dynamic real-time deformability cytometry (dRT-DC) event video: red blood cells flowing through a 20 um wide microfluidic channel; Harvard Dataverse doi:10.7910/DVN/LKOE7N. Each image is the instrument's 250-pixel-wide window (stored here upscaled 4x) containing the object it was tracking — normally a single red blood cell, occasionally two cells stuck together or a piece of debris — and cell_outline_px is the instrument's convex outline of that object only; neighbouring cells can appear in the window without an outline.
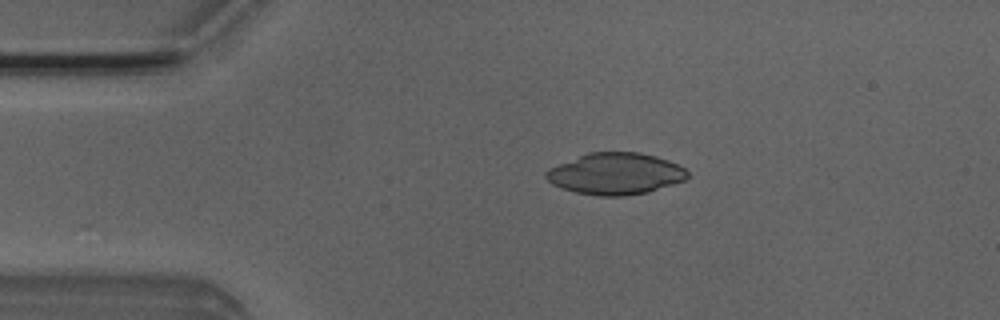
{"species": "Egyptian fruit bat (a non-hibernating species)", "species_latin": "Rousettus aegyptiacus", "temperature_condition": "room temperature", "stored_images_in_passage": 45, "camera_frame_rate_fps": 3000, "um_per_image_px": 0.085, "animal": {"sex": "male"}, "frame": {"image": 1, "passage_image": 5, "time_ms": 1.333, "image_size_px": [1000, 320], "cell_outline_px": [[688, 176], [684, 180], [648, 192], [624, 196], [600, 196], [576, 192], [552, 184], [544, 176], [544, 172], [548, 168], [588, 152], [640, 152], [656, 156], [668, 160], [684, 168], [688, 172]], "centroid_in_image_um": [52.3, 14.76], "position_along_channel_um": 32.7, "area_um2": 34.16}}
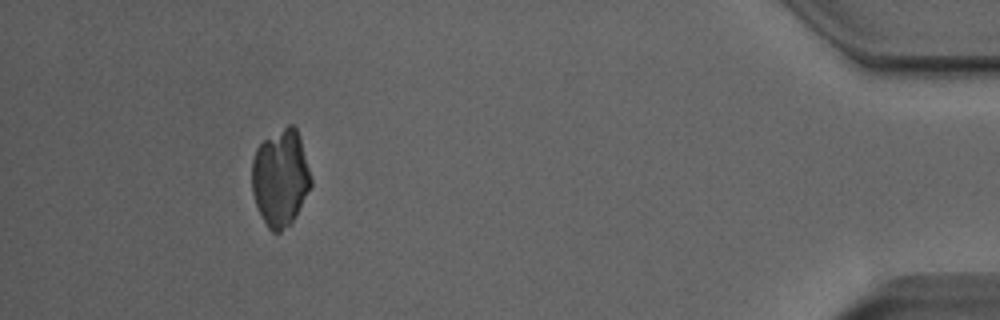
{"frame": {"image": 2, "passage_image": 41, "time_ms": 13.333, "image_size_px": [1000, 320], "cell_outline_px": [[312, 184], [292, 224], [280, 232], [272, 232], [268, 228], [256, 204], [252, 192], [252, 160], [256, 148], [264, 140], [288, 124], [292, 124], [296, 128], [300, 136], [312, 180]], "centroid_in_image_um": [23.84, 15.12], "position_along_channel_um": 411.4, "area_um2": 33.35}}